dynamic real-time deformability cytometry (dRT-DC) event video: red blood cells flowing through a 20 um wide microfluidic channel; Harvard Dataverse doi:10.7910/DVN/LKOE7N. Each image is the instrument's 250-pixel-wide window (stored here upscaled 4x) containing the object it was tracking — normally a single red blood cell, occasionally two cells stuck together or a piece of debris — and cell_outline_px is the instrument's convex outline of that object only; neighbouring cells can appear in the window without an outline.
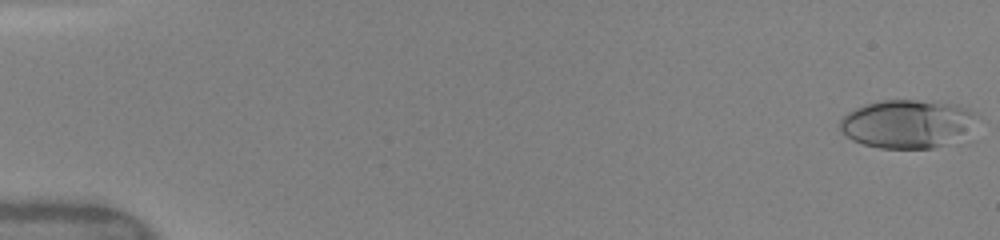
{"species": "human", "species_latin": "Homo sapiens", "temperature_condition": "warm", "stored_images_in_passage": 32, "camera_frame_rate_fps": 3000, "um_per_image_px": 0.085, "donor": {"sex": "female"}, "frame": {"image": 1, "passage_image": 1, "time_ms": 0.0, "image_size_px": [1000, 240], "cell_outline_px": [[976, 112], [972, 140], [968, 144], [932, 148], [880, 148], [864, 144], [852, 140], [840, 128], [840, 120], [848, 112], [864, 104], [880, 100], [936, 100], [960, 104]], "centroid_in_image_um": [77.35, 10.55], "position_along_channel_um": 7.7, "area_um2": 40.52}}
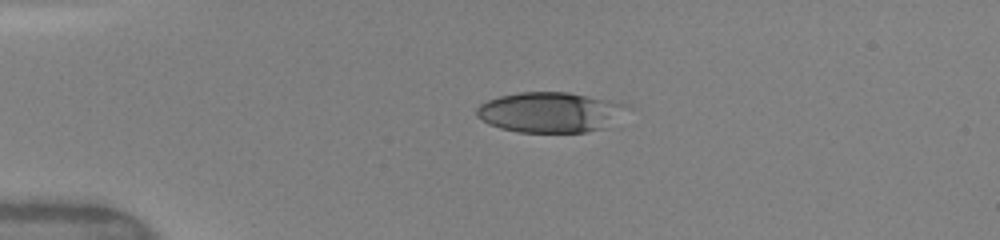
{"frame": {"image": 2, "passage_image": 18, "time_ms": 3.667, "image_size_px": [1000, 240], "cell_outline_px": [[632, 108], [604, 128], [584, 132], [520, 132], [500, 128], [488, 124], [476, 116], [476, 108], [480, 104], [488, 100], [500, 96], [520, 92], [568, 92], [632, 104]], "centroid_in_image_um": [46.8, 9.53], "position_along_channel_um": 38.2, "area_um2": 35.55}}